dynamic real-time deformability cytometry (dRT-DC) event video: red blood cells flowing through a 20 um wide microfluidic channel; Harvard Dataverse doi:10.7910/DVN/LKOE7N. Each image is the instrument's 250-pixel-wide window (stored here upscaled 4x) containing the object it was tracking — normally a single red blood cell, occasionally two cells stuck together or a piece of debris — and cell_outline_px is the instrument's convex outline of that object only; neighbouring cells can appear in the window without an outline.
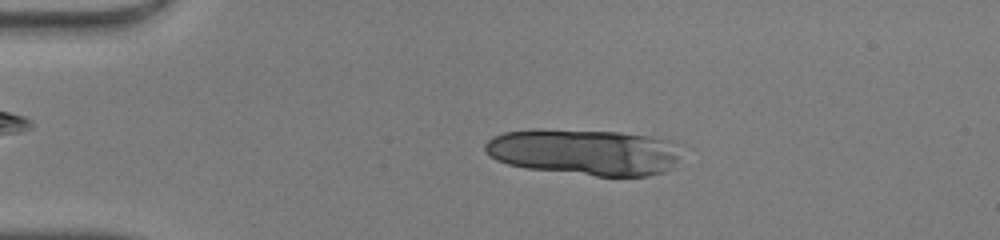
{"species": "human", "species_latin": "Homo sapiens", "temperature_condition": "warm", "stored_images_in_passage": 47, "segment_of_instrument_passage": [1, 2], "camera_frame_rate_fps": 3000, "um_per_image_px": 0.085, "donor": {"sex": "male"}, "frame": {"image": 1, "passage_image": 9, "time_ms": 2.667, "image_size_px": [1000, 240], "cell_outline_px": [[684, 148], [676, 168], [664, 172], [648, 176], [596, 176], [524, 168], [508, 164], [496, 160], [488, 156], [484, 152], [484, 144], [492, 136], [504, 132], [536, 128], [540, 128], [620, 132], [648, 136], [672, 140], [684, 144]], "centroid_in_image_um": [49.75, 12.92], "position_along_channel_um": 35.2, "area_um2": 54.45}}